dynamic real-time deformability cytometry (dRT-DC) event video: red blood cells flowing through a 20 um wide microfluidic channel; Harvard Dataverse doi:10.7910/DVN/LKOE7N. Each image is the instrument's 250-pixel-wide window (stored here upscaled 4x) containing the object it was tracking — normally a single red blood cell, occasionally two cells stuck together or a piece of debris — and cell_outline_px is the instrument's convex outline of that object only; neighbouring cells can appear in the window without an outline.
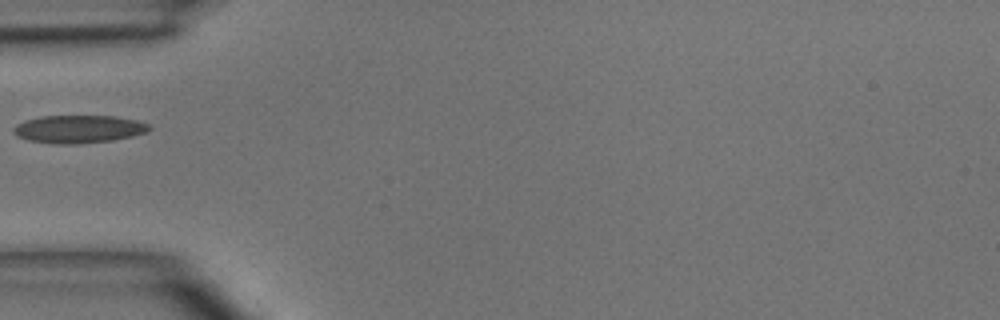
{"species": "common noctule bat (a hibernating species)", "species_latin": "Nyctalus noctula", "temperature_condition": "room temperature", "stored_images_in_passage": 1, "camera_frame_rate_fps": 3000, "um_per_image_px": 0.085, "animal": {"sex": "male", "body_mass_g": 15.6}, "frame": {"image": 1, "passage_image": 1, "time_ms": 0.0, "image_size_px": [1000, 320], "cell_outline_px": [[152, 128], [148, 132], [132, 136], [112, 140], [76, 144], [52, 144], [28, 140], [16, 136], [12, 132], [12, 128], [16, 124], [24, 120], [40, 116], [116, 116], [136, 120], [152, 124]], "centroid_in_image_um": [6.68, 10.97], "position_along_channel_um": 78.3, "area_um2": 22.37}}